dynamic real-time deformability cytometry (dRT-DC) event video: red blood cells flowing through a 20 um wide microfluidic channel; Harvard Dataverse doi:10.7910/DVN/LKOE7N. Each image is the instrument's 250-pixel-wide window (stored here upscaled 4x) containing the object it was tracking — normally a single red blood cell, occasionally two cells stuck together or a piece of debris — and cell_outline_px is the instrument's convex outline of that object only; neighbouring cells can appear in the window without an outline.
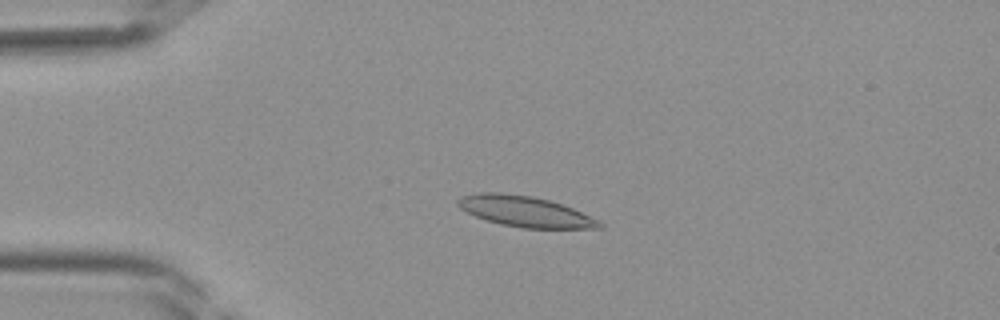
{"species": "Egyptian fruit bat (a non-hibernating species)", "species_latin": "Rousettus aegyptiacus", "temperature_condition": "room temperature", "stored_images_in_passage": 41, "camera_frame_rate_fps": 3000, "um_per_image_px": 0.085, "frame": {"image": 1, "passage_image": 10, "time_ms": 3.0, "image_size_px": [1000, 320], "cell_outline_px": [[604, 228], [524, 228], [504, 224], [488, 220], [476, 216], [460, 208], [456, 204], [456, 200], [460, 196], [476, 192], [504, 192], [532, 196], [548, 200], [572, 208], [600, 220], [604, 224]], "centroid_in_image_um": [44.63, 17.96], "position_along_channel_um": 40.4, "area_um2": 25.26}}
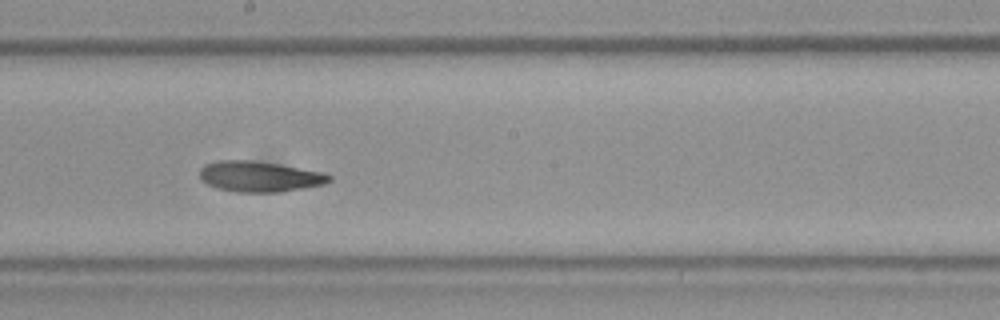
{"frame": {"image": 2, "passage_image": 23, "time_ms": 7.333, "image_size_px": [1000, 320], "cell_outline_px": [[332, 180], [324, 184], [304, 188], [276, 192], [236, 192], [216, 188], [208, 184], [200, 176], [200, 168], [204, 164], [216, 160], [252, 160], [324, 172], [332, 176]], "centroid_in_image_um": [22.05, 15.0], "position_along_channel_um": 226.1, "area_um2": 23.06}}
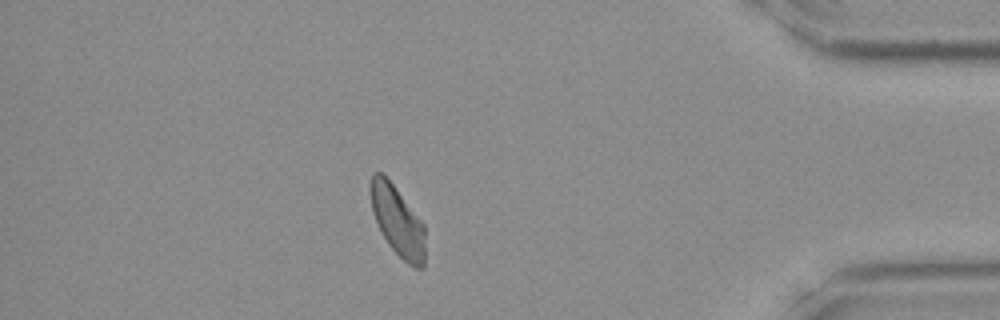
{"frame": {"image": 3, "passage_image": 36, "time_ms": 11.667, "image_size_px": [1000, 320], "cell_outline_px": [[424, 268], [416, 268], [408, 264], [388, 244], [372, 212], [368, 188], [372, 172], [380, 172], [392, 184], [424, 224]], "centroid_in_image_um": [33.76, 18.77], "position_along_channel_um": 401.4, "area_um2": 21.96}}